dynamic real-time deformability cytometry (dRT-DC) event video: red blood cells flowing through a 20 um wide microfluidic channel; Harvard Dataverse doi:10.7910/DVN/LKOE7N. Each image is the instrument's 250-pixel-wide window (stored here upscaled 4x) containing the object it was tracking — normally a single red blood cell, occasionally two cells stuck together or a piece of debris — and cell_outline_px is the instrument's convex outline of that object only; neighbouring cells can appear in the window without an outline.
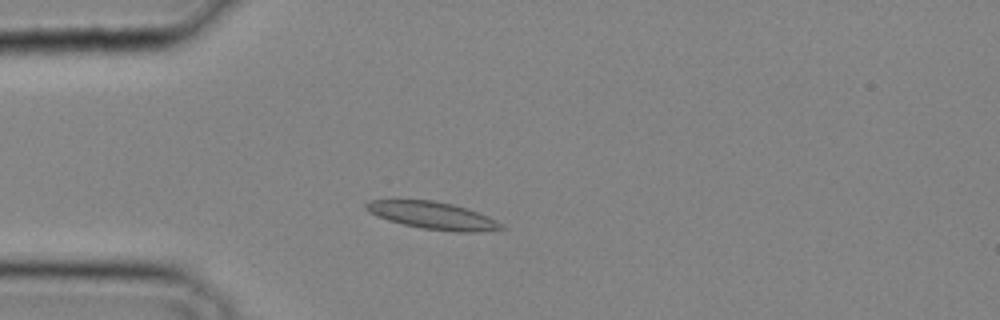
{"species": "common noctule bat (a hibernating species)", "species_latin": "Nyctalus noctula", "temperature_condition": "cold", "stored_images_in_passage": 30, "camera_frame_rate_fps": 3000, "um_per_image_px": 0.085, "animal": {"sex": "male", "body_mass_g": 20.4}, "frame": {"image": 1, "passage_image": 5, "time_ms": 1.333, "image_size_px": [1000, 320], "cell_outline_px": [[508, 228], [476, 232], [452, 232], [424, 228], [404, 224], [388, 220], [376, 216], [368, 212], [364, 208], [364, 204], [368, 200], [436, 200], [468, 208], [488, 216], [496, 220]], "centroid_in_image_um": [36.79, 18.31], "position_along_channel_um": 48.2, "area_um2": 21.68}}
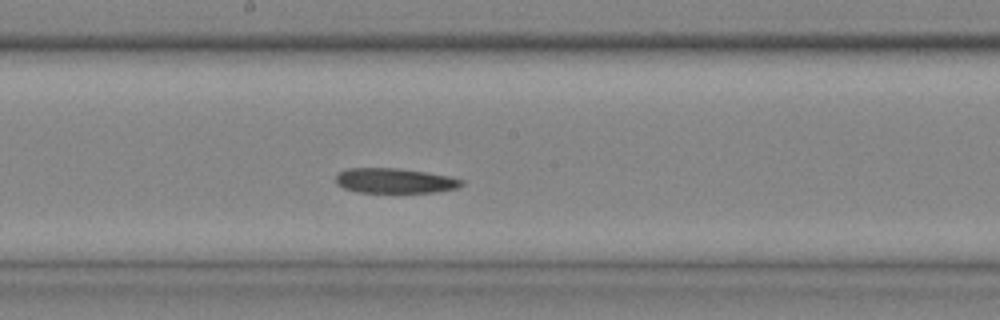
{"frame": {"image": 2, "passage_image": 15, "time_ms": 4.667, "image_size_px": [1000, 320], "cell_outline_px": [[464, 184], [456, 188], [436, 192], [356, 192], [344, 188], [336, 184], [336, 176], [340, 172], [348, 168], [396, 168], [424, 172], [448, 176], [464, 180]], "centroid_in_image_um": [33.54, 15.36], "position_along_channel_um": 214.7, "area_um2": 18.15}}
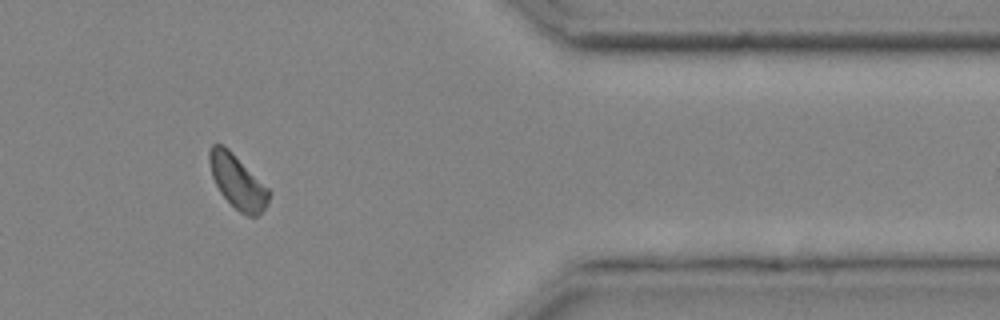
{"frame": {"image": 3, "passage_image": 26, "time_ms": 8.333, "image_size_px": [1000, 320], "cell_outline_px": [[272, 192], [268, 204], [256, 216], [248, 216], [240, 212], [220, 192], [212, 176], [208, 160], [208, 152], [212, 144], [220, 144], [228, 148]], "centroid_in_image_um": [20.19, 15.43], "position_along_channel_um": 391.2, "area_um2": 18.38}}